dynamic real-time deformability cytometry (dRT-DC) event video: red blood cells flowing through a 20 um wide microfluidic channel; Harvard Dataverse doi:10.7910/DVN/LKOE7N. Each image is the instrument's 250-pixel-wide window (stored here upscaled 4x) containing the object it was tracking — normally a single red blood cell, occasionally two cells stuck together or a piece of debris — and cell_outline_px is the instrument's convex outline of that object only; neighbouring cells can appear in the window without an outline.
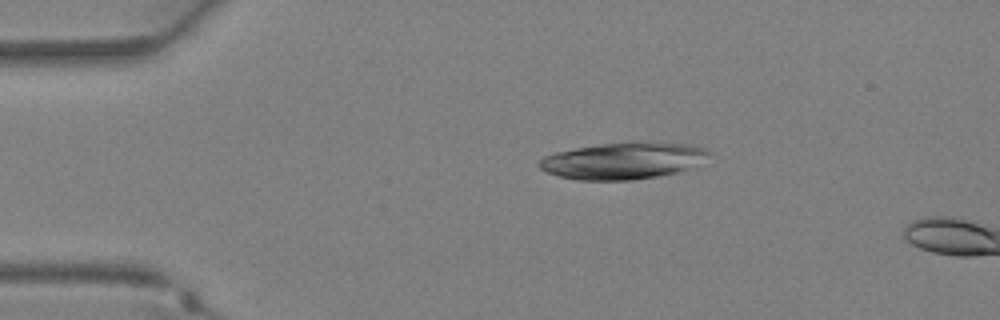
{"species": "Egyptian fruit bat (a non-hibernating species)", "species_latin": "Rousettus aegyptiacus", "temperature_condition": "warm", "stored_images_in_passage": 8, "camera_frame_rate_fps": 3000, "um_per_image_px": 0.085, "animal": {"sex": "female"}, "frame": {"image": 1, "passage_image": 6, "time_ms": 1.667, "image_size_px": [1000, 320], "cell_outline_px": [[708, 152], [688, 168], [680, 172], [660, 176], [632, 180], [580, 180], [560, 176], [548, 172], [540, 168], [540, 160], [544, 156], [556, 152], [576, 148], [600, 144], [692, 144], [704, 148]], "centroid_in_image_um": [52.87, 13.7], "position_along_channel_um": 32.1, "area_um2": 34.74}}